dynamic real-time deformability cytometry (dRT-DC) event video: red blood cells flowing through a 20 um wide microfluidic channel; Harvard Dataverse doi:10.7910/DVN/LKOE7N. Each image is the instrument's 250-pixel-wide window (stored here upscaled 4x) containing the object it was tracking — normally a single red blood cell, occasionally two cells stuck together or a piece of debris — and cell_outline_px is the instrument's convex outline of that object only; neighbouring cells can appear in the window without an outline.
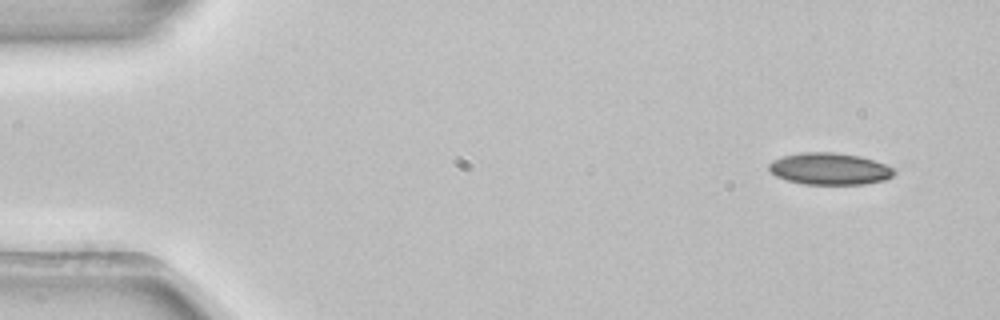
{"species": "common noctule bat (a hibernating species)", "species_latin": "Nyctalus noctula", "temperature_condition": "room temperature", "stored_images_in_passage": 4, "camera_frame_rate_fps": 3000, "um_per_image_px": 0.085, "animal": {"sex": "female", "body_mass_g": 22.7, "forearm_length_mm": 54.2}, "frame": {"image": 1, "passage_image": 1, "time_ms": 0.0, "image_size_px": [1000, 320], "cell_outline_px": [[896, 172], [892, 176], [884, 180], [864, 184], [804, 184], [788, 180], [776, 176], [768, 168], [768, 164], [772, 160], [784, 156], [804, 152], [832, 152], [860, 156], [884, 164], [892, 168]], "centroid_in_image_um": [70.5, 14.35], "position_along_channel_um": 14.5, "area_um2": 23.0}}